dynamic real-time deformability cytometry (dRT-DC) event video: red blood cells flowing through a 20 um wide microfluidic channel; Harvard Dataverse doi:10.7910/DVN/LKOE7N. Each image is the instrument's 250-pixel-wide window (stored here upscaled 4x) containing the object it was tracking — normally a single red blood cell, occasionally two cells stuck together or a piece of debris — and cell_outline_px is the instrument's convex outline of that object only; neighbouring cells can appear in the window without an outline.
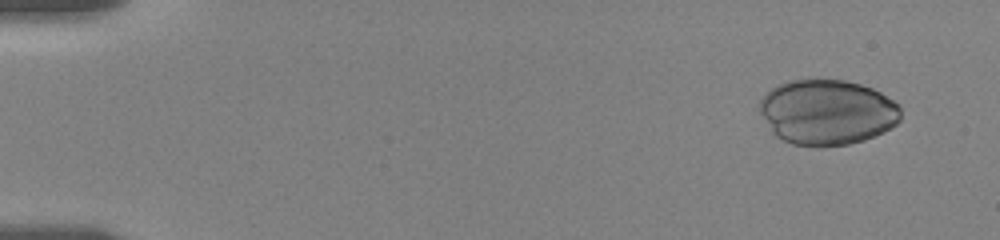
{"species": "human", "species_latin": "Homo sapiens", "temperature_condition": "room temperature", "stored_images_in_passage": 38, "camera_frame_rate_fps": 3000, "um_per_image_px": 0.085, "donor": {"sex": "female"}, "frame": {"image": 1, "passage_image": 8, "time_ms": 1.0, "image_size_px": [1000, 240], "cell_outline_px": [[900, 120], [896, 124], [884, 132], [864, 140], [848, 144], [816, 148], [792, 144], [776, 136], [772, 132], [760, 112], [760, 100], [772, 88], [780, 84], [792, 80], [844, 80], [860, 84], [872, 88], [880, 92], [900, 104]], "centroid_in_image_um": [70.33, 9.56], "position_along_channel_um": 14.7, "area_um2": 53.81}}
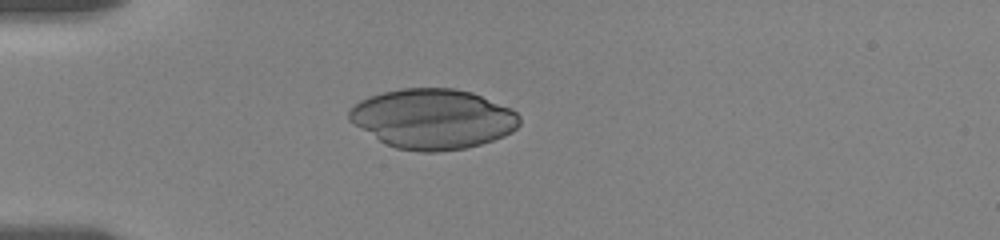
{"frame": {"image": 2, "passage_image": 32, "time_ms": 5.0, "image_size_px": [1000, 240], "cell_outline_px": [[520, 124], [512, 132], [504, 136], [480, 144], [464, 148], [436, 152], [420, 152], [396, 148], [380, 140], [348, 120], [348, 112], [360, 100], [368, 96], [400, 88], [456, 88], [472, 92], [512, 108], [520, 116]], "centroid_in_image_um": [36.82, 10.09], "position_along_channel_um": 48.2, "area_um2": 59.42}}